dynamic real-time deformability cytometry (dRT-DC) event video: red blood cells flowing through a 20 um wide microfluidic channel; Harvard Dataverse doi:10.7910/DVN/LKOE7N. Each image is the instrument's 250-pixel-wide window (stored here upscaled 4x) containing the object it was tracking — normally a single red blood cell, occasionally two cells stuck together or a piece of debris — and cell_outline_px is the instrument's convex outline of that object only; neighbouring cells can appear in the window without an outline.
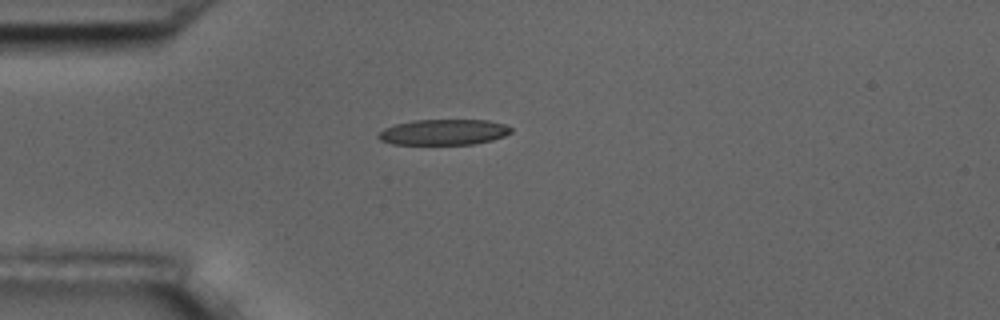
{"species": "common noctule bat (a hibernating species)", "species_latin": "Nyctalus noctula", "temperature_condition": "room temperature", "stored_images_in_passage": 7, "camera_frame_rate_fps": 3000, "um_per_image_px": 0.085, "animal": {"sex": "male", "body_mass_g": 17.5, "forearm_length_mm": 52.3}, "frame": {"image": 1, "passage_image": 1, "time_ms": 0.0, "image_size_px": [1000, 320], "cell_outline_px": [[512, 132], [504, 136], [492, 140], [472, 144], [392, 144], [380, 140], [376, 136], [384, 128], [396, 124], [412, 120], [488, 120], [504, 124], [512, 128]], "centroid_in_image_um": [37.71, 11.23], "position_along_channel_um": 47.3, "area_um2": 19.83}}
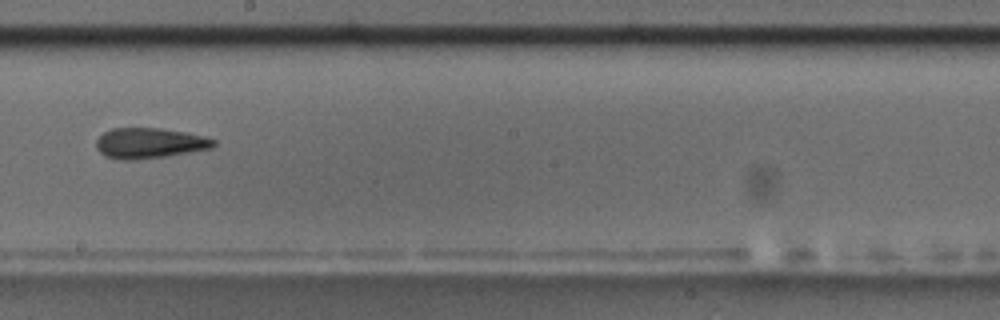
{"frame": {"image": 2, "passage_image": 6, "time_ms": 5.667, "image_size_px": [1000, 320], "cell_outline_px": [[216, 144], [212, 148], [164, 156], [136, 160], [120, 160], [104, 156], [96, 148], [96, 140], [104, 132], [112, 128], [160, 128], [184, 132], [204, 136], [216, 140]], "centroid_in_image_um": [12.68, 12.17], "position_along_channel_um": 235.5, "area_um2": 20.81}}
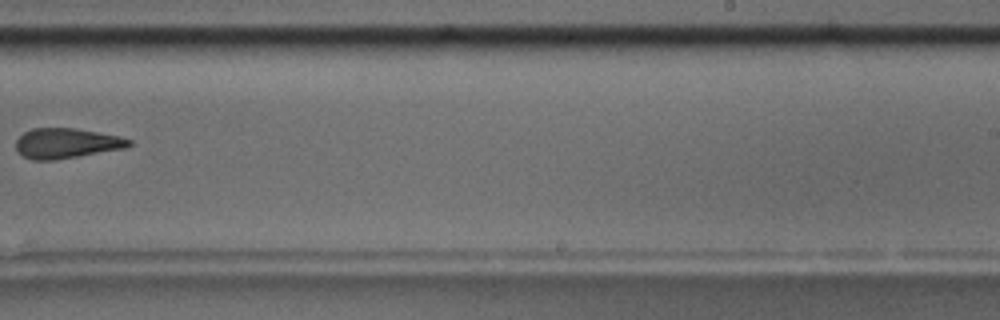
{"frame": {"image": 3, "passage_image": 7, "time_ms": 7.0, "image_size_px": [1000, 320], "cell_outline_px": [[132, 144], [124, 148], [52, 160], [32, 160], [16, 152], [16, 140], [24, 132], [32, 128], [76, 128], [100, 132], [120, 136], [132, 140]], "centroid_in_image_um": [5.63, 12.16], "position_along_channel_um": 283.4, "area_um2": 19.77}}